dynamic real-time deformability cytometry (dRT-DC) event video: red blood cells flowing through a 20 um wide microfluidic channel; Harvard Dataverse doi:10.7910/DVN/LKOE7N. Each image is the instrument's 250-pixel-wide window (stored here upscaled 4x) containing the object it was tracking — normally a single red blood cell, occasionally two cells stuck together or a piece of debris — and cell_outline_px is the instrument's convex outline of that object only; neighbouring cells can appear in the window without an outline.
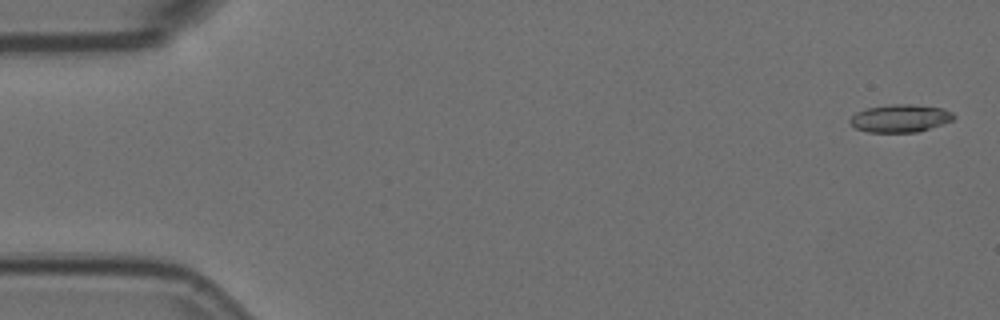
{"species": "Egyptian fruit bat (a non-hibernating species)", "species_latin": "Rousettus aegyptiacus", "temperature_condition": "room temperature", "stored_images_in_passage": 7, "camera_frame_rate_fps": 3000, "um_per_image_px": 0.085, "animal": {"sex": "female"}, "frame": {"image": 1, "passage_image": 1, "time_ms": 0.0, "image_size_px": [1000, 320], "cell_outline_px": [[956, 116], [952, 120], [916, 132], [868, 132], [856, 128], [848, 120], [856, 112], [868, 108], [892, 104], [912, 104], [944, 108], [952, 112]], "centroid_in_image_um": [76.52, 10.04], "position_along_channel_um": 8.5, "area_um2": 16.59}}
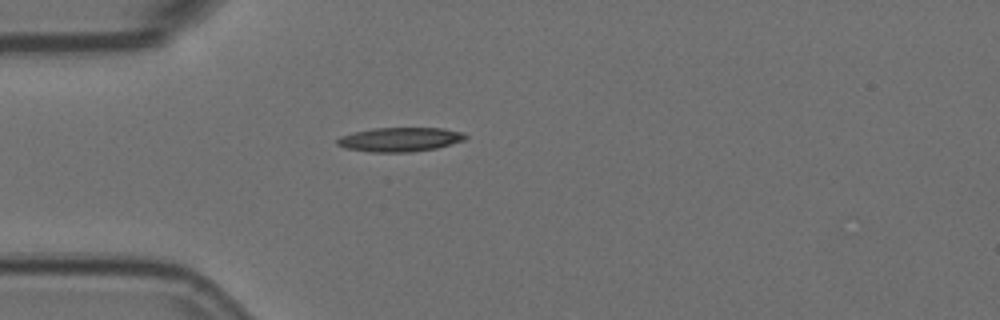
{"frame": {"image": 2, "passage_image": 5, "time_ms": 1.333, "image_size_px": [1000, 320], "cell_outline_px": [[468, 136], [464, 140], [436, 148], [412, 152], [372, 152], [344, 148], [336, 144], [336, 140], [340, 136], [372, 128], [444, 128], [464, 132]], "centroid_in_image_um": [34.0, 11.85], "position_along_channel_um": 51.0, "area_um2": 18.09}}
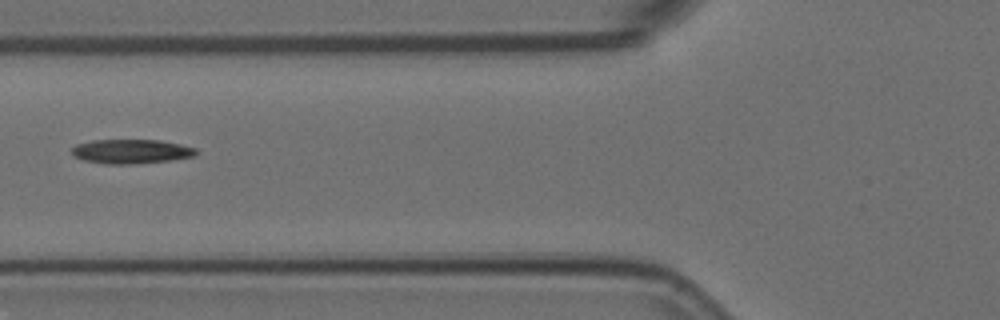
{"frame": {"image": 3, "passage_image": 7, "time_ms": 2.0, "image_size_px": [1000, 320], "cell_outline_px": [[196, 156], [172, 160], [132, 164], [104, 164], [84, 160], [72, 156], [72, 148], [76, 144], [92, 140], [160, 140], [180, 144], [196, 148]], "centroid_in_image_um": [11.14, 12.87], "position_along_channel_um": 114.7, "area_um2": 17.69}}